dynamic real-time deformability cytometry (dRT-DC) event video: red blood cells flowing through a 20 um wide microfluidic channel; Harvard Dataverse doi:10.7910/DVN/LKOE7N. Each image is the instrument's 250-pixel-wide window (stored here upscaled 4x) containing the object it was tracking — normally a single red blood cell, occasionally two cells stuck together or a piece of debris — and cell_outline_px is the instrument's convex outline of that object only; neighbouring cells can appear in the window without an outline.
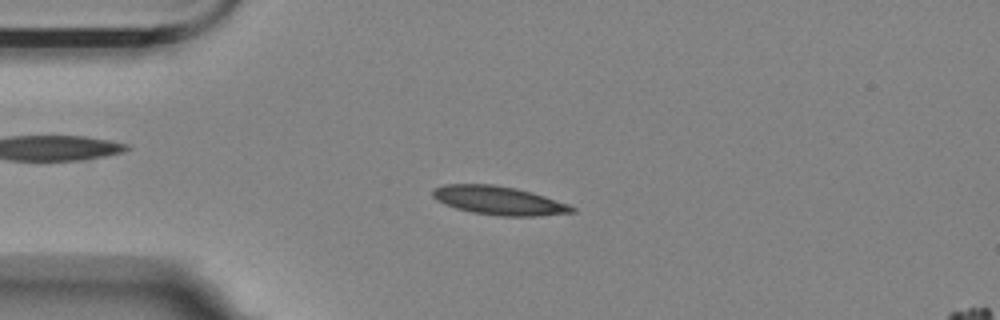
{"species": "Egyptian fruit bat (a non-hibernating species)", "species_latin": "Rousettus aegyptiacus", "temperature_condition": "room temperature", "stored_images_in_passage": 50, "camera_frame_rate_fps": 3000, "um_per_image_px": 0.085, "animal": {"sex": "female"}, "frame": {"image": 1, "passage_image": 8, "time_ms": 2.333, "image_size_px": [1000, 320], "cell_outline_px": [[576, 212], [540, 216], [500, 216], [472, 212], [456, 208], [444, 204], [436, 200], [432, 196], [432, 188], [444, 184], [492, 184], [516, 188], [532, 192], [568, 204], [576, 208]], "centroid_in_image_um": [42.38, 17.04], "position_along_channel_um": 42.6, "area_um2": 23.35}}
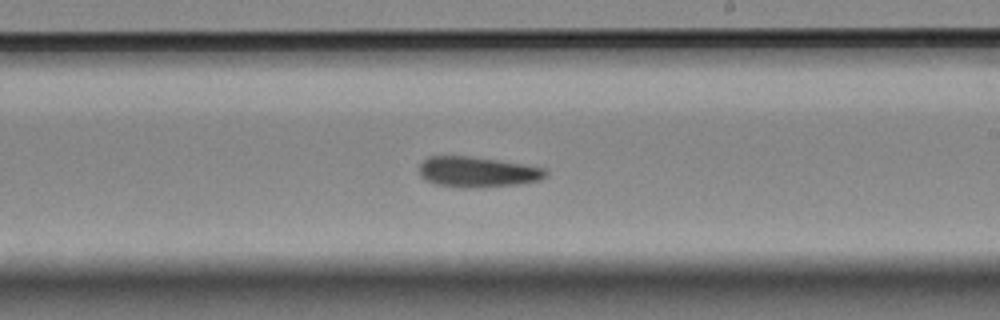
{"frame": {"image": 2, "passage_image": 27, "time_ms": 8.667, "image_size_px": [1000, 320], "cell_outline_px": [[548, 176], [540, 180], [520, 184], [476, 188], [460, 188], [436, 184], [424, 180], [420, 176], [420, 164], [428, 156], [468, 156], [496, 160], [544, 168], [548, 172]], "centroid_in_image_um": [40.57, 14.63], "position_along_channel_um": 248.4, "area_um2": 22.54}}
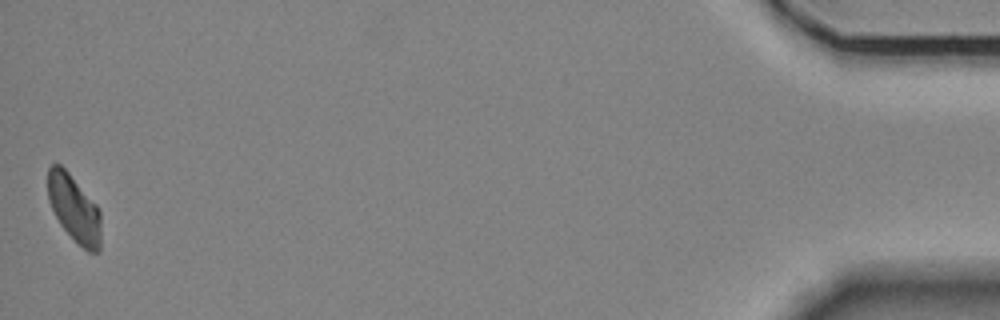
{"frame": {"image": 3, "passage_image": 50, "time_ms": 16.333, "image_size_px": [1000, 320], "cell_outline_px": [[100, 252], [88, 252], [60, 224], [48, 200], [48, 168], [52, 164], [60, 164], [68, 172], [96, 204], [100, 212]], "centroid_in_image_um": [6.3, 17.71], "position_along_channel_um": 428.9, "area_um2": 20.35}}